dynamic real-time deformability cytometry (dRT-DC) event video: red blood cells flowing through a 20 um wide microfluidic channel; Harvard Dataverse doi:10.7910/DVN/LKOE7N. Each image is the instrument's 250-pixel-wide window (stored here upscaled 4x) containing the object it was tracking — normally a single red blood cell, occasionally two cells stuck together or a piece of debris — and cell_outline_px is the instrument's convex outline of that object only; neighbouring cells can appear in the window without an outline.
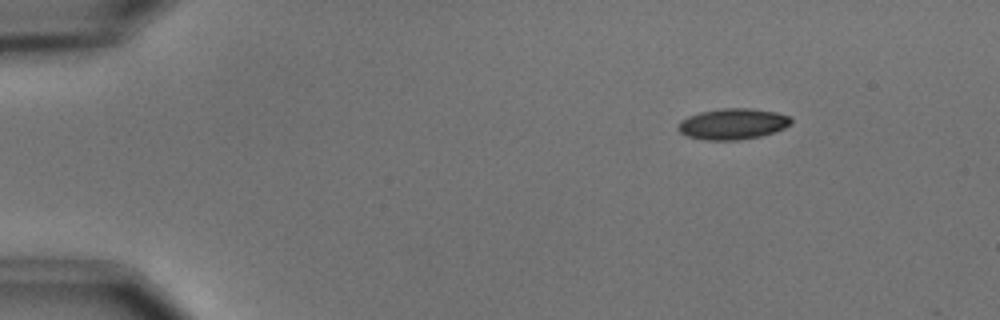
{"species": "common noctule bat (a hibernating species)", "species_latin": "Nyctalus noctula", "temperature_condition": "cold", "stored_images_in_passage": 5, "camera_frame_rate_fps": 3000, "um_per_image_px": 0.085, "animal": {"sex": "male", "body_mass_g": 15.6}, "frame": {"image": 1, "passage_image": 5, "time_ms": 4.667, "image_size_px": [1000, 320], "cell_outline_px": [[792, 120], [784, 128], [760, 136], [740, 140], [704, 140], [688, 136], [680, 132], [676, 128], [680, 120], [688, 116], [700, 112], [724, 108], [748, 108], [776, 112], [788, 116]], "centroid_in_image_um": [62.23, 10.54], "position_along_channel_um": 22.8, "area_um2": 20.23}}